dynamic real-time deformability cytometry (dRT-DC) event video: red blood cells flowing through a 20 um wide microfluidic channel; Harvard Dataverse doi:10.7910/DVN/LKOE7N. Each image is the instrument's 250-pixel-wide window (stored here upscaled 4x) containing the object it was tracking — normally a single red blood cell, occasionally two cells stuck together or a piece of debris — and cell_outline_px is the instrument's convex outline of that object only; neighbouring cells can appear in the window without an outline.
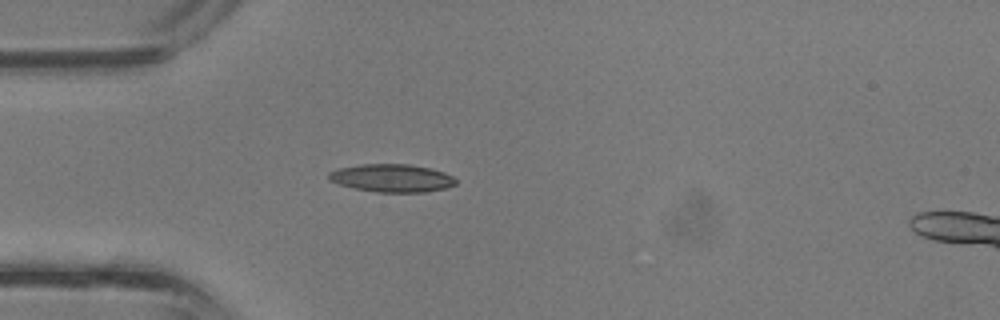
{"species": "common noctule bat (a hibernating species)", "species_latin": "Nyctalus noctula", "temperature_condition": "room temperature", "stored_images_in_passage": 34, "camera_frame_rate_fps": 3000, "um_per_image_px": 0.085, "animal": {"sex": "male", "body_mass_g": 13.3}, "frame": {"image": 1, "passage_image": 7, "time_ms": 2.0, "image_size_px": [1000, 320], "cell_outline_px": [[456, 184], [444, 188], [424, 192], [376, 192], [356, 188], [340, 184], [328, 180], [328, 172], [336, 168], [360, 164], [408, 164], [432, 168], [444, 172], [452, 176], [456, 180]], "centroid_in_image_um": [33.28, 15.12], "position_along_channel_um": 51.7, "area_um2": 20.69}}
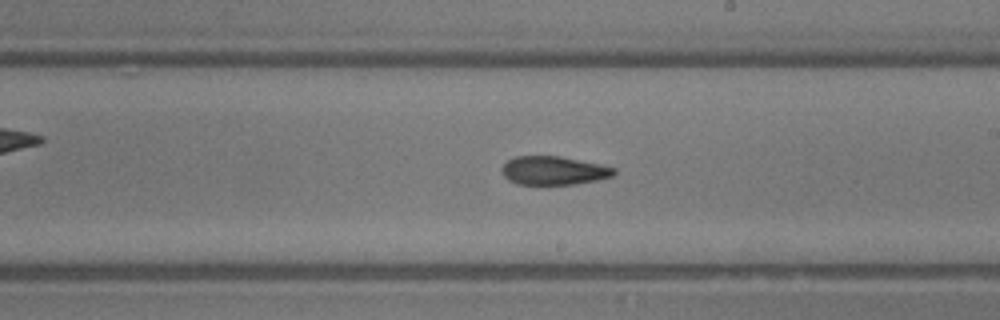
{"frame": {"image": 2, "passage_image": 18, "time_ms": 5.667, "image_size_px": [1000, 320], "cell_outline_px": [[616, 172], [612, 176], [596, 180], [576, 184], [516, 184], [508, 180], [500, 172], [500, 168], [508, 160], [516, 156], [560, 156], [600, 164], [616, 168]], "centroid_in_image_um": [47.03, 14.49], "position_along_channel_um": 242.0, "area_um2": 18.73}}
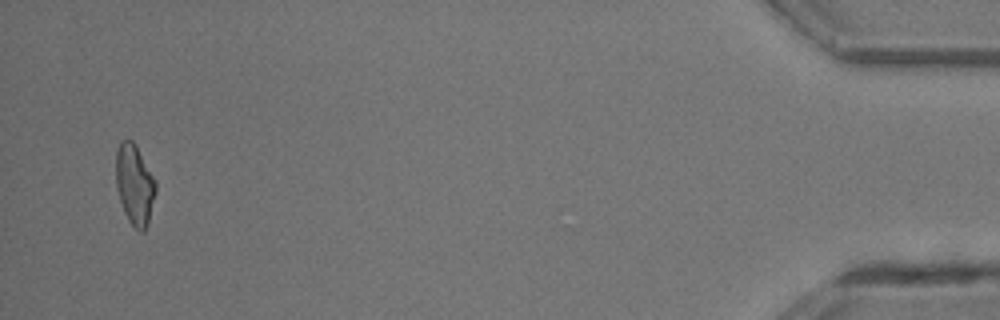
{"frame": {"image": 3, "passage_image": 33, "time_ms": 10.667, "image_size_px": [1000, 320], "cell_outline_px": [[156, 192], [148, 224], [144, 232], [140, 232], [128, 220], [124, 212], [120, 200], [116, 184], [116, 152], [120, 140], [132, 140], [156, 180]], "centroid_in_image_um": [11.45, 15.71], "position_along_channel_um": 423.8, "area_um2": 18.55}}